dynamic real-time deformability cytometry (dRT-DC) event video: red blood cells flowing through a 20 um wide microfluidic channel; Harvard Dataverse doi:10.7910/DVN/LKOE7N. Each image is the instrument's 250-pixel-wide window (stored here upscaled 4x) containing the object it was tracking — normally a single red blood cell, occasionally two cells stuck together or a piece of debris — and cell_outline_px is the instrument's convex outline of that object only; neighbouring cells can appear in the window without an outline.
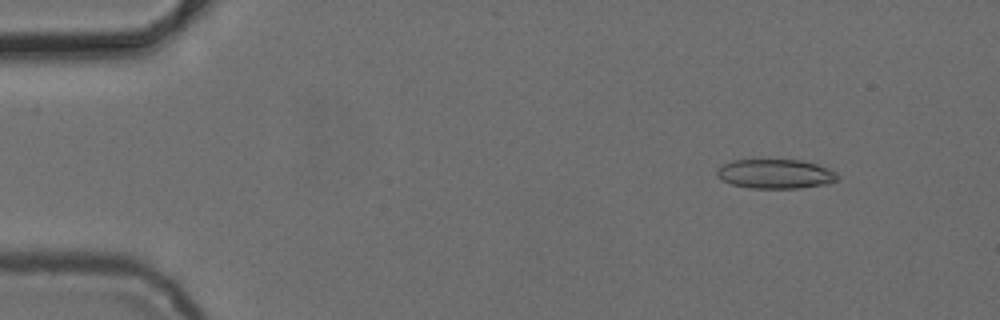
{"species": "common noctule bat (a hibernating species)", "species_latin": "Nyctalus noctula", "temperature_condition": "cold", "stored_images_in_passage": 6, "camera_frame_rate_fps": 3000, "um_per_image_px": 0.085, "animal": {"sex": "female", "body_mass_g": 24.6, "forearm_length_mm": 56.2}, "frame": {"image": 1, "passage_image": 2, "time_ms": 1.333, "image_size_px": [1000, 320], "cell_outline_px": [[840, 180], [828, 184], [800, 188], [748, 188], [732, 184], [716, 176], [716, 168], [732, 160], [800, 160], [832, 168], [840, 176]], "centroid_in_image_um": [65.97, 14.78], "position_along_channel_um": 19.0, "area_um2": 20.92}}